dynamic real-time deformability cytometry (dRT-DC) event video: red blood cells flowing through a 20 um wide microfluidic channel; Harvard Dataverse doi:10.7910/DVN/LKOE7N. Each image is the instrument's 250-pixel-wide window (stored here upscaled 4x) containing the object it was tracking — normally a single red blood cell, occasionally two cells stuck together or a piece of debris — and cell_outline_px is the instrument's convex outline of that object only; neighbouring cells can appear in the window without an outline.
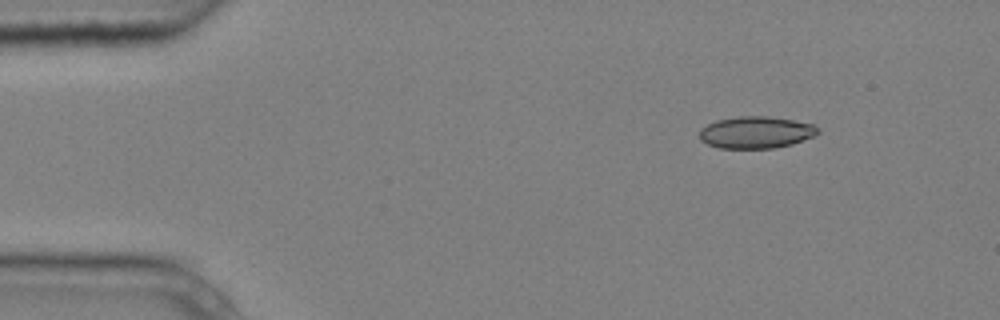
{"species": "common noctule bat (a hibernating species)", "species_latin": "Nyctalus noctula", "temperature_condition": "cold", "stored_images_in_passage": 4, "camera_frame_rate_fps": 3000, "um_per_image_px": 0.085, "animal": {"sex": "male", "body_mass_g": 20.4}, "frame": {"image": 1, "passage_image": 1, "time_ms": 0.0, "image_size_px": [1000, 320], "cell_outline_px": [[820, 132], [812, 136], [792, 144], [776, 148], [720, 148], [708, 144], [700, 140], [700, 128], [716, 120], [736, 116], [768, 116], [792, 120], [812, 124], [820, 128]], "centroid_in_image_um": [64.24, 11.24], "position_along_channel_um": 20.8, "area_um2": 22.02}}
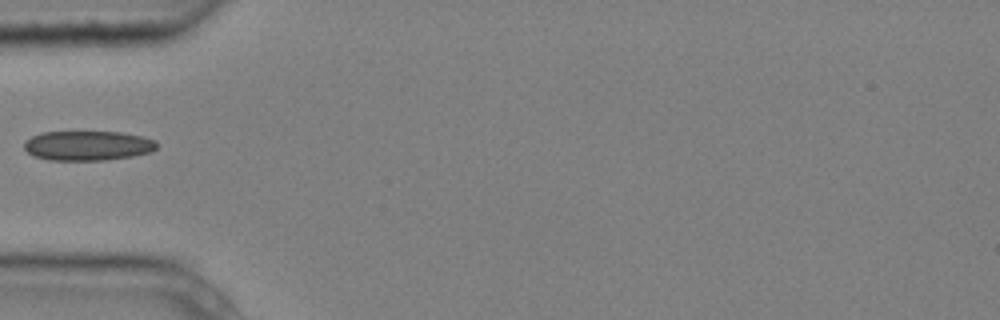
{"frame": {"image": 2, "passage_image": 4, "time_ms": 1.0, "image_size_px": [1000, 320], "cell_outline_px": [[156, 148], [152, 152], [132, 156], [104, 160], [48, 160], [32, 156], [24, 148], [24, 140], [40, 132], [120, 132], [140, 136], [156, 140]], "centroid_in_image_um": [7.42, 12.38], "position_along_channel_um": 77.6, "area_um2": 23.0}}